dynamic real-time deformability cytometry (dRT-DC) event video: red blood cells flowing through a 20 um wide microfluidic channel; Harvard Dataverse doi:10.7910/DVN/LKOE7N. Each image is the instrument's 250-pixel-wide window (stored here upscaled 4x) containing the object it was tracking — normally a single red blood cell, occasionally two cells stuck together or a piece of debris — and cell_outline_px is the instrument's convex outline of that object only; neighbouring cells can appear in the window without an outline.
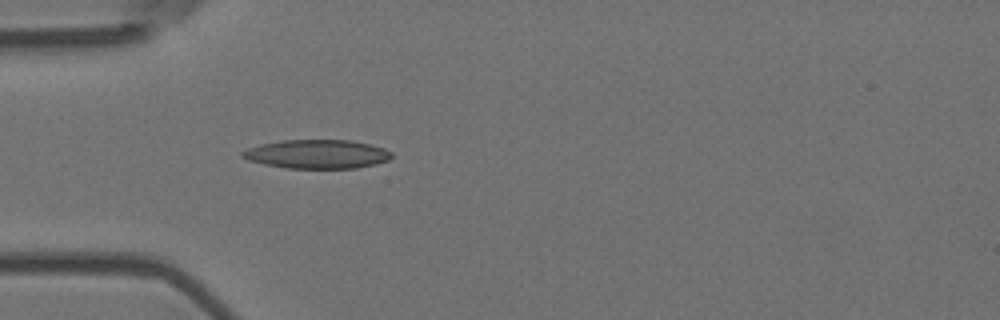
{"species": "Egyptian fruit bat (a non-hibernating species)", "species_latin": "Rousettus aegyptiacus", "temperature_condition": "room temperature", "stored_images_in_passage": 5, "camera_frame_rate_fps": 3000, "um_per_image_px": 0.085, "animal": {"sex": "female"}, "frame": {"image": 1, "passage_image": 5, "time_ms": 1.333, "image_size_px": [1000, 320], "cell_outline_px": [[392, 156], [388, 160], [376, 164], [356, 168], [288, 168], [264, 164], [248, 160], [240, 156], [240, 152], [248, 148], [260, 144], [284, 140], [352, 140], [384, 148], [392, 152]], "centroid_in_image_um": [26.94, 13.1], "position_along_channel_um": 58.1, "area_um2": 25.09}}